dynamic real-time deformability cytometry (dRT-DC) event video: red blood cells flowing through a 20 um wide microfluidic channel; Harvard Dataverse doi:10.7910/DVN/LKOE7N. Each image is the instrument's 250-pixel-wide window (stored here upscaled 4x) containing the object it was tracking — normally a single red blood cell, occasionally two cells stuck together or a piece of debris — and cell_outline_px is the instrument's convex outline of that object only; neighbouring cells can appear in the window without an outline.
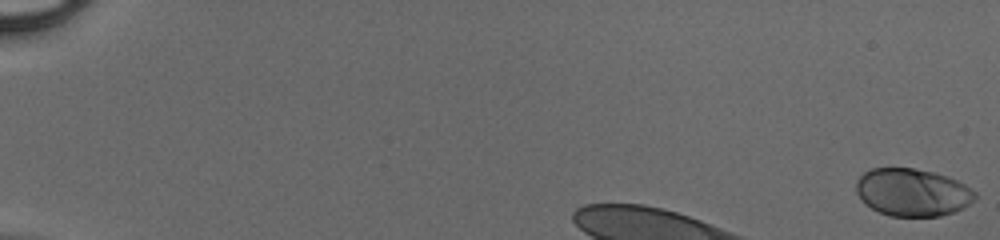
{"species": "human", "species_latin": "Homo sapiens", "temperature_condition": "cold", "stored_images_in_passage": 9, "camera_frame_rate_fps": 3000, "um_per_image_px": 0.085, "donor": {"sex": "male"}, "frame": {"image": 1, "passage_image": 1, "time_ms": 0.0, "image_size_px": [1000, 240], "cell_outline_px": [[976, 196], [964, 208], [940, 216], [888, 216], [872, 208], [856, 192], [856, 180], [864, 172], [872, 168], [912, 168], [932, 172], [948, 176], [964, 184], [976, 192]], "centroid_in_image_um": [77.56, 16.34], "position_along_channel_um": 7.4, "area_um2": 32.71}}